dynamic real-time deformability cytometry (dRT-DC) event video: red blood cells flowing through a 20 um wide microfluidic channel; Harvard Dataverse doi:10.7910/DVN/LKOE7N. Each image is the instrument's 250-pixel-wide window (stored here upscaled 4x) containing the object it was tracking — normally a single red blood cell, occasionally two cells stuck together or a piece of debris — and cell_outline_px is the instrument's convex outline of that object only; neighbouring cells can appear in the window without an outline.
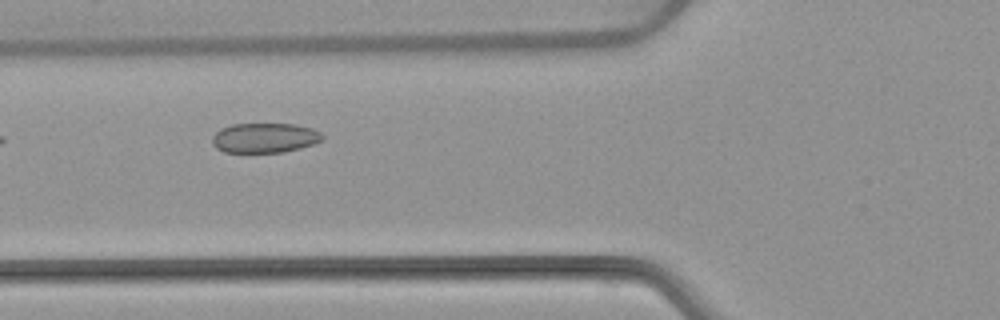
{"species": "common noctule bat (a hibernating species)", "species_latin": "Nyctalus noctula", "temperature_condition": "warm", "stored_images_in_passage": 5, "camera_frame_rate_fps": 3000, "um_per_image_px": 0.085, "animal": {"sex": "female", "body_mass_g": 22.7, "forearm_length_mm": 54.2}, "frame": {"image": 1, "passage_image": 4, "time_ms": 3.333, "image_size_px": [1000, 320], "cell_outline_px": [[324, 140], [300, 148], [284, 152], [224, 152], [216, 148], [212, 144], [212, 136], [220, 128], [232, 124], [296, 124], [312, 128], [320, 132], [324, 136]], "centroid_in_image_um": [22.5, 11.71], "position_along_channel_um": 103.3, "area_um2": 19.25}}
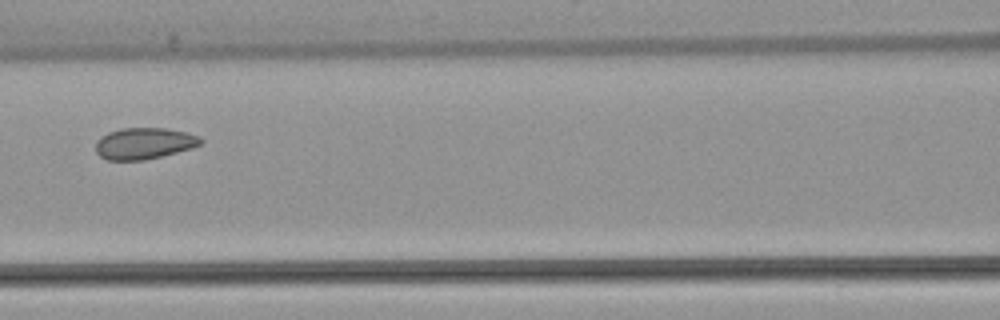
{"frame": {"image": 2, "passage_image": 5, "time_ms": 4.667, "image_size_px": [1000, 320], "cell_outline_px": [[204, 140], [200, 144], [192, 148], [144, 160], [108, 160], [100, 156], [96, 152], [96, 140], [108, 132], [120, 128], [164, 128], [184, 132], [200, 136]], "centroid_in_image_um": [12.23, 12.18], "position_along_channel_um": 154.4, "area_um2": 19.13}}